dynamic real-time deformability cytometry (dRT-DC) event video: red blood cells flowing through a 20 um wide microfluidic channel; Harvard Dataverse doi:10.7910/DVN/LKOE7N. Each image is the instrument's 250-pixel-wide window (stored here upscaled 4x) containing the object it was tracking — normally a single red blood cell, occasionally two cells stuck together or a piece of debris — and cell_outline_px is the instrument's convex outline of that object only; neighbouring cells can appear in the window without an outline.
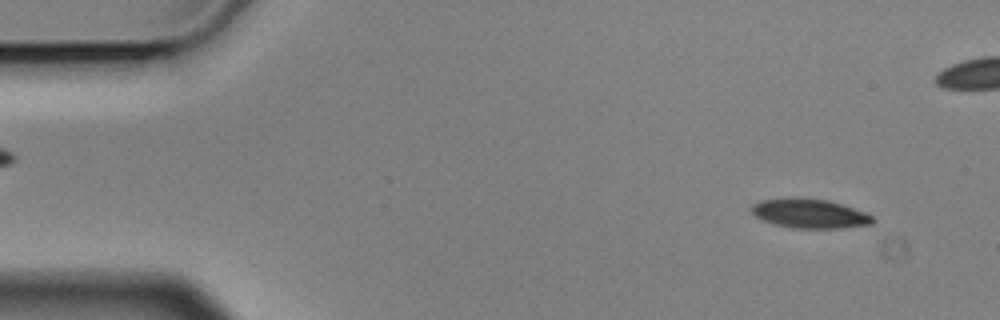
{"species": "Egyptian fruit bat (a non-hibernating species)", "species_latin": "Rousettus aegyptiacus", "temperature_condition": "cold", "stored_images_in_passage": 5, "camera_frame_rate_fps": 3000, "um_per_image_px": 0.085, "animal": {"sex": "male"}, "frame": {"image": 1, "passage_image": 5, "time_ms": 1.333, "image_size_px": [1000, 320], "cell_outline_px": [[876, 220], [872, 224], [840, 228], [792, 228], [776, 224], [764, 220], [756, 216], [752, 212], [752, 204], [760, 200], [828, 200], [864, 212], [872, 216]], "centroid_in_image_um": [68.87, 18.19], "position_along_channel_um": 16.1, "area_um2": 19.71}}